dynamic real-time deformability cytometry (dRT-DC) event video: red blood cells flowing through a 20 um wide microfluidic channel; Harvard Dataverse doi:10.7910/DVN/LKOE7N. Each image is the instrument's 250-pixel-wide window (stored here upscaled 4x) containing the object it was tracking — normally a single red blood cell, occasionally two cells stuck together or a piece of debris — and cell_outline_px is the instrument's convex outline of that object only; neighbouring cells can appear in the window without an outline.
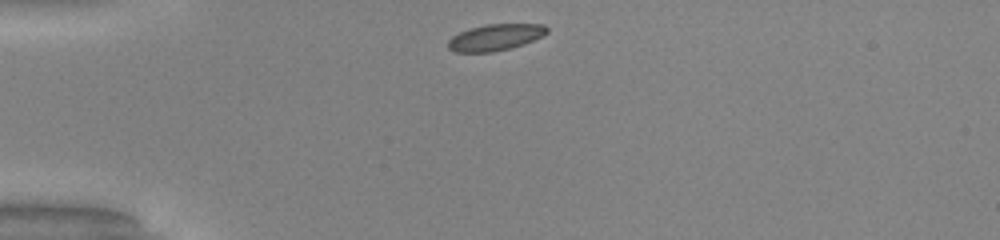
{"species": "common noctule bat (a hibernating species)", "species_latin": "Nyctalus noctula", "temperature_condition": "warm", "stored_images_in_passage": 31, "camera_frame_rate_fps": 3000, "um_per_image_px": 0.085, "animal": {"sex": "male", "body_mass_g": 20.0, "forearm_length_mm": 53.3}, "frame": {"image": 1, "passage_image": 1, "time_ms": 0.0, "image_size_px": [1000, 240], "cell_outline_px": [[548, 32], [524, 44], [492, 52], [452, 52], [448, 48], [448, 40], [452, 36], [468, 28], [484, 24], [544, 24], [548, 28]], "centroid_in_image_um": [42.06, 3.16], "position_along_channel_um": 42.9, "area_um2": 15.2}}
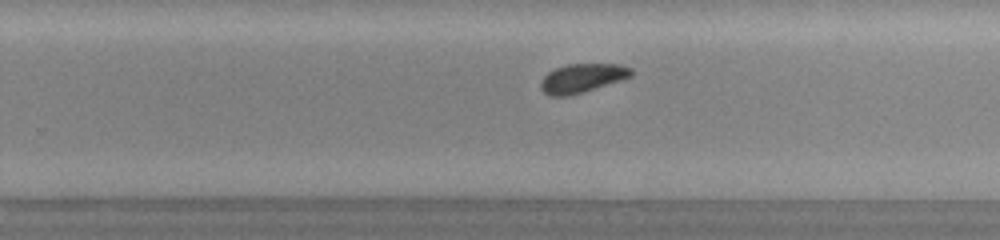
{"frame": {"image": 2, "passage_image": 21, "time_ms": 6.667, "image_size_px": [1000, 240], "cell_outline_px": [[632, 76], [620, 80], [568, 96], [548, 96], [540, 88], [540, 80], [548, 72], [556, 68], [568, 64], [620, 64], [632, 68]], "centroid_in_image_um": [49.45, 6.63], "position_along_channel_um": 280.4, "area_um2": 15.09}}
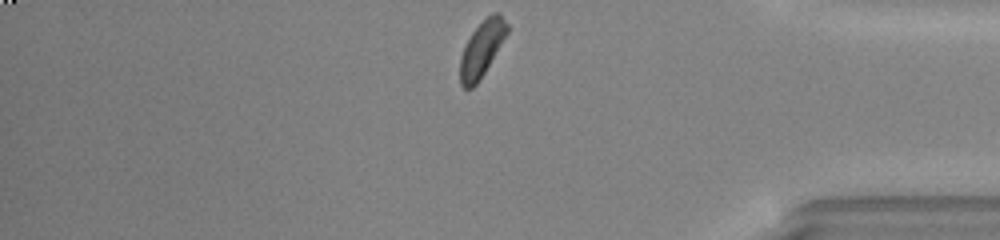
{"frame": {"image": 3, "passage_image": 31, "time_ms": 10.0, "image_size_px": [1000, 240], "cell_outline_px": [[508, 32], [480, 80], [472, 88], [464, 88], [460, 84], [460, 56], [472, 32], [492, 12], [500, 12], [508, 24]], "centroid_in_image_um": [40.96, 4.15], "position_along_channel_um": 394.2, "area_um2": 15.03}, "authors_computed_cell_mechanics": {"area_um2": 15.6638, "velocity_mm_per_s": 4.0628, "shape_relaxation_time_tau1_ms": 3.6289, "shape_relaxation_time_tau2_ms": null, "deformation_change_tau1": 0.1081, "deformation_change_tau2": null}}